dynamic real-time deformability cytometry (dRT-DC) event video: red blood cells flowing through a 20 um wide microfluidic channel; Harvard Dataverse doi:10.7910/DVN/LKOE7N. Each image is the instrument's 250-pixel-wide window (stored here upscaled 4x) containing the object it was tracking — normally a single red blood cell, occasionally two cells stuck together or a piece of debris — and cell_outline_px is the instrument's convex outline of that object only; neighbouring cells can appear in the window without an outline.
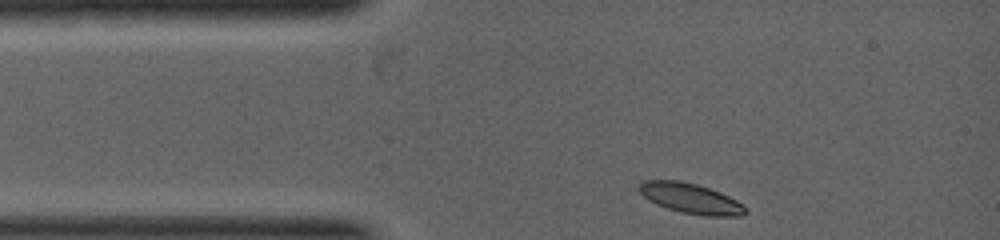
{"species": "common noctule bat (a hibernating species)", "species_latin": "Nyctalus noctula", "temperature_condition": "warm", "stored_images_in_passage": 4, "camera_frame_rate_fps": 5000, "um_per_image_px": 0.085, "animal": {"sex": "female", "body_mass_g": 19.0, "forearm_length_mm": 53.3}, "frame": {"image": 1, "passage_image": 1, "time_ms": 0.0, "image_size_px": [1000, 240], "cell_outline_px": [[748, 212], [740, 216], [704, 216], [680, 212], [656, 204], [648, 200], [636, 188], [644, 180], [680, 180], [696, 184], [720, 192], [744, 204]], "centroid_in_image_um": [58.71, 16.87], "position_along_channel_um": 26.3, "area_um2": 18.79}}
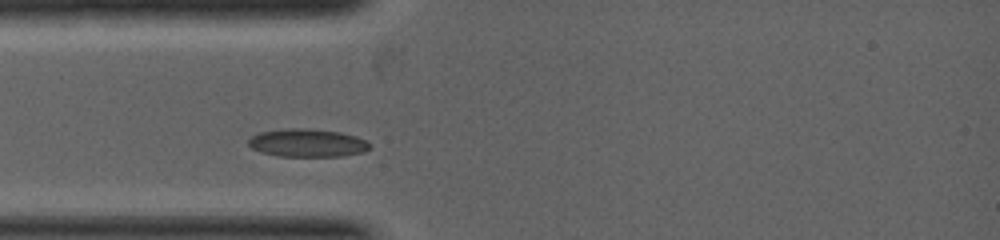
{"frame": {"image": 2, "passage_image": 4, "time_ms": 0.8, "image_size_px": [1000, 240], "cell_outline_px": [[372, 148], [364, 152], [344, 156], [276, 156], [260, 152], [252, 148], [248, 144], [248, 140], [252, 136], [260, 132], [288, 128], [308, 128], [340, 132], [356, 136], [368, 140], [372, 144]], "centroid_in_image_um": [26.18, 12.15], "position_along_channel_um": 58.8, "area_um2": 20.11}}